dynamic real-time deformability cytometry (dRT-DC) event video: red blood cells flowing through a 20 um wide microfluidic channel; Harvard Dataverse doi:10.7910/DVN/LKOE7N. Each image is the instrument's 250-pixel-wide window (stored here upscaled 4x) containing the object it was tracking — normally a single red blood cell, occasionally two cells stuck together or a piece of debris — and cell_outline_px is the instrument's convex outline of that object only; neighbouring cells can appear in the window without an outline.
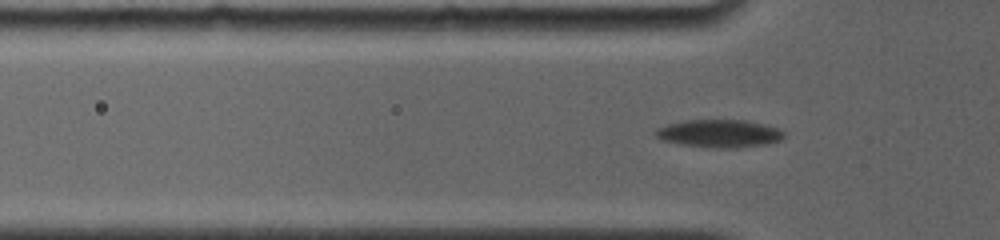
{"species": "common noctule bat (a hibernating species)", "species_latin": "Nyctalus noctula", "temperature_condition": "room temperature", "stored_images_in_passage": 36, "camera_frame_rate_fps": 4000, "um_per_image_px": 0.085, "animal": {"sex": "female", "body_mass_g": 19.0, "forearm_length_mm": 56.7}, "frame": {"image": 1, "passage_image": 11, "time_ms": 1.5, "image_size_px": [1000, 240], "cell_outline_px": [[784, 136], [780, 140], [764, 144], [732, 148], [724, 148], [680, 144], [664, 140], [656, 136], [656, 128], [668, 124], [684, 120], [748, 120], [776, 128], [784, 132]], "centroid_in_image_um": [61.13, 11.33], "position_along_channel_um": 64.7, "area_um2": 20.4}}
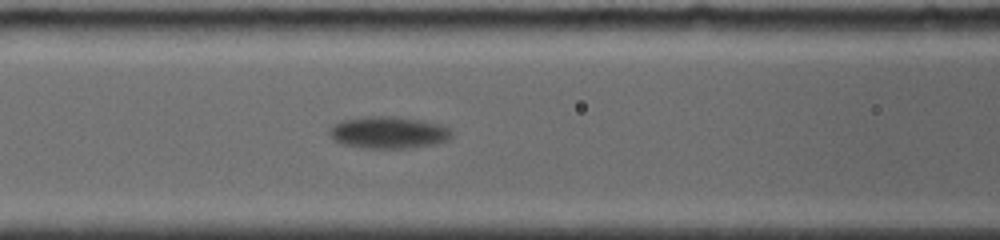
{"frame": {"image": 2, "passage_image": 25, "time_ms": 3.5, "image_size_px": [1000, 240], "cell_outline_px": [[452, 136], [448, 140], [436, 144], [412, 148], [364, 148], [340, 144], [328, 132], [332, 124], [344, 120], [368, 116], [388, 116], [424, 120], [440, 124], [452, 128]], "centroid_in_image_um": [33.07, 11.26], "position_along_channel_um": 133.5, "area_um2": 23.0}}
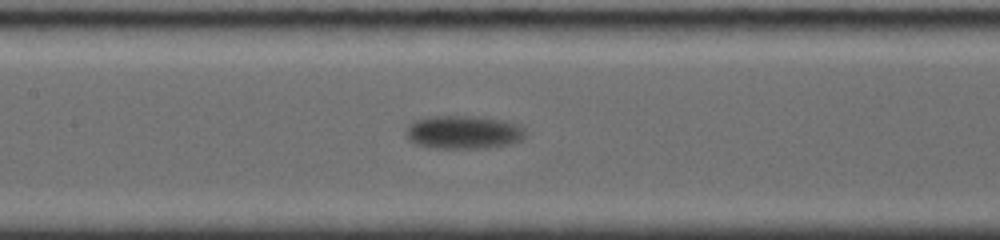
{"frame": {"image": 3, "passage_image": 32, "time_ms": 4.5, "image_size_px": [1000, 240], "cell_outline_px": [[528, 136], [512, 144], [488, 148], [428, 148], [416, 144], [408, 140], [404, 132], [408, 124], [412, 120], [432, 116], [476, 116], [504, 120], [516, 124], [524, 128]], "centroid_in_image_um": [39.37, 11.24], "position_along_channel_um": 168.0, "area_um2": 23.76}}